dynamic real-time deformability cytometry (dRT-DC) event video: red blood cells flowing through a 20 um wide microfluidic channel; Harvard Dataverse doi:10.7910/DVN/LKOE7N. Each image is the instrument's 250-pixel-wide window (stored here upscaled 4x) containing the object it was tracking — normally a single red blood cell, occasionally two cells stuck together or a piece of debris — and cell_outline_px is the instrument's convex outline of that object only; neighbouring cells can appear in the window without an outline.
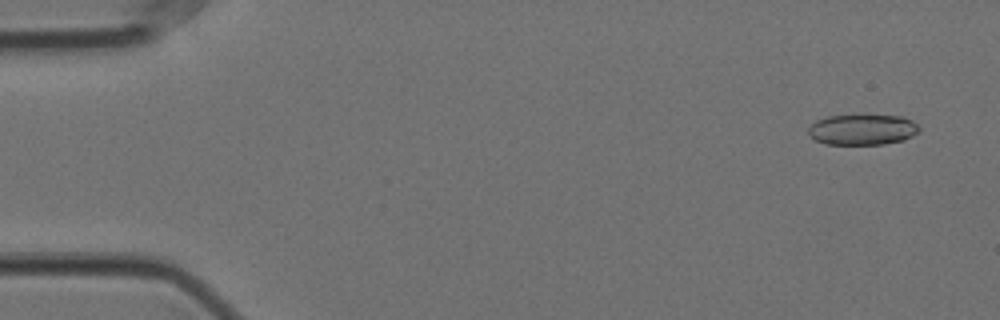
{"species": "Egyptian fruit bat (a non-hibernating species)", "species_latin": "Rousettus aegyptiacus", "temperature_condition": "cold", "stored_images_in_passage": 57, "camera_frame_rate_fps": 3000, "um_per_image_px": 0.085, "animal": {"sex": "female"}, "frame": {"image": 1, "passage_image": 3, "time_ms": 0.667, "image_size_px": [1000, 320], "cell_outline_px": [[920, 132], [904, 140], [884, 144], [828, 144], [816, 140], [808, 136], [808, 128], [816, 120], [828, 116], [904, 116], [912, 120], [920, 128]], "centroid_in_image_um": [73.32, 11.02], "position_along_channel_um": 11.7, "area_um2": 19.71}}
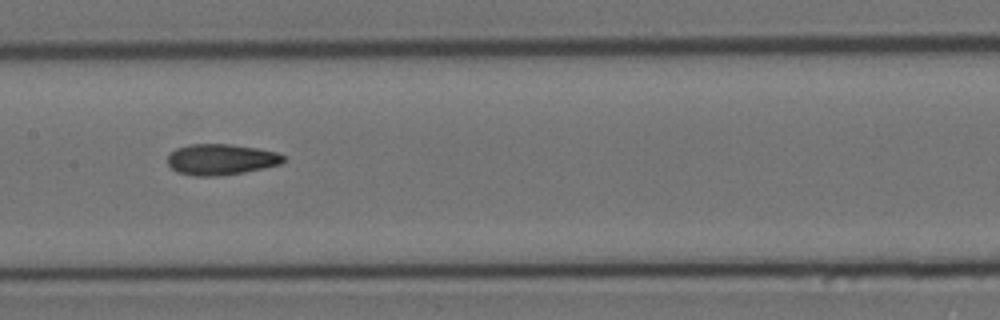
{"frame": {"image": 2, "passage_image": 28, "time_ms": 9.0, "image_size_px": [1000, 320], "cell_outline_px": [[284, 160], [280, 164], [264, 168], [244, 172], [220, 176], [196, 176], [176, 172], [168, 164], [168, 156], [176, 148], [188, 144], [232, 144], [256, 148], [276, 152], [284, 156]], "centroid_in_image_um": [18.77, 13.55], "position_along_channel_um": 188.6, "area_um2": 20.87}}
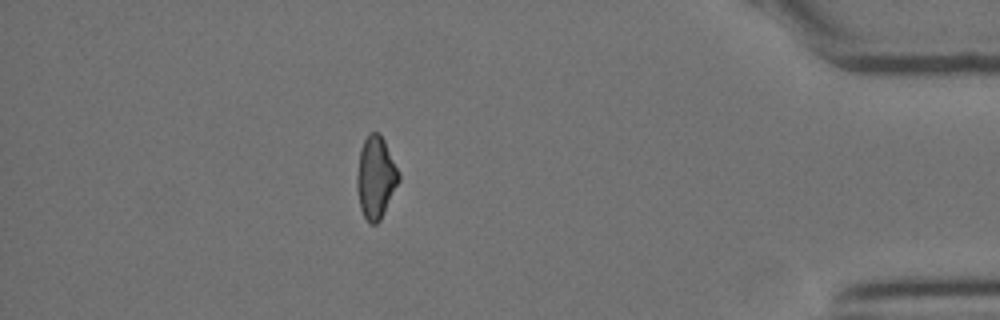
{"frame": {"image": 3, "passage_image": 50, "time_ms": 16.333, "image_size_px": [1000, 320], "cell_outline_px": [[400, 180], [380, 220], [376, 224], [368, 224], [360, 208], [356, 188], [356, 176], [360, 148], [368, 132], [380, 132], [400, 172]], "centroid_in_image_um": [31.93, 15.07], "position_along_channel_um": 403.3, "area_um2": 20.29}, "authors_computed_cell_mechanics": {"area_um2": 20.5768, "velocity_mm_per_s": 3.5337, "shape_relaxation_time_tau1_ms": null, "shape_relaxation_time_tau2_ms": 3.1749, "deformation_change_tau1": null, "deformation_change_tau2": 0.0972}}